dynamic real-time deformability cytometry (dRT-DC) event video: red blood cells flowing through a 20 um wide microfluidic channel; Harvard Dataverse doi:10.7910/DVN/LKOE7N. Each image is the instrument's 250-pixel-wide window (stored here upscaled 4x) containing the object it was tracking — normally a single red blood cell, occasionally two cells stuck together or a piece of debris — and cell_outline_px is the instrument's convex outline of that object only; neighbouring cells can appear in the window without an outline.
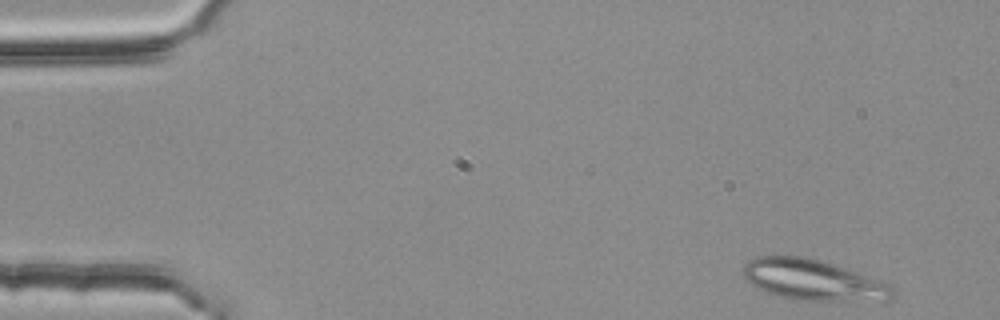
{"species": "common noctule bat (a hibernating species)", "species_latin": "Nyctalus noctula", "temperature_condition": "room temperature", "stored_images_in_passage": 48, "segment_of_instrument_passage": [1, 2], "camera_frame_rate_fps": 3000, "um_per_image_px": 0.085, "animal": {"sex": "female", "body_mass_g": 25.1}, "frame": {"image": 1, "passage_image": 1, "time_ms": 0.0, "image_size_px": [1000, 320], "cell_outline_px": [[892, 296], [888, 300], [796, 300], [776, 296], [764, 292], [752, 284], [744, 276], [744, 264], [748, 260], [756, 256], [808, 256], [884, 280], [892, 284]], "centroid_in_image_um": [69.11, 23.78], "position_along_channel_um": 15.9, "area_um2": 35.6}}